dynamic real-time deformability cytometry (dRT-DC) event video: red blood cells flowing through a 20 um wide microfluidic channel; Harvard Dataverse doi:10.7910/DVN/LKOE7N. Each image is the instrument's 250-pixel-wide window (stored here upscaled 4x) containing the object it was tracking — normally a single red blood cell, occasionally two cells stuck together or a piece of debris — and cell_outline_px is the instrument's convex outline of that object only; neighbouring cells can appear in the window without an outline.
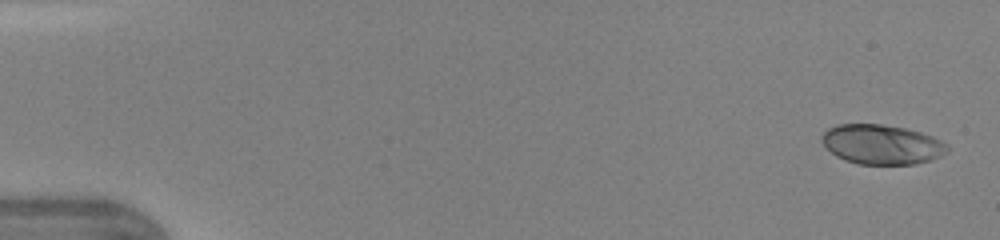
{"species": "human", "species_latin": "Homo sapiens", "temperature_condition": "warm", "stored_images_in_passage": 47, "camera_frame_rate_fps": 3000, "um_per_image_px": 0.085, "donor": {"sex": "female"}, "frame": {"image": 1, "passage_image": 2, "time_ms": 0.333, "image_size_px": [1000, 240], "cell_outline_px": [[948, 152], [940, 156], [916, 164], [856, 164], [844, 160], [836, 156], [820, 140], [820, 136], [828, 128], [836, 124], [880, 124], [904, 128], [920, 132], [932, 136], [948, 144]], "centroid_in_image_um": [74.93, 12.27], "position_along_channel_um": 10.1, "area_um2": 29.02}}
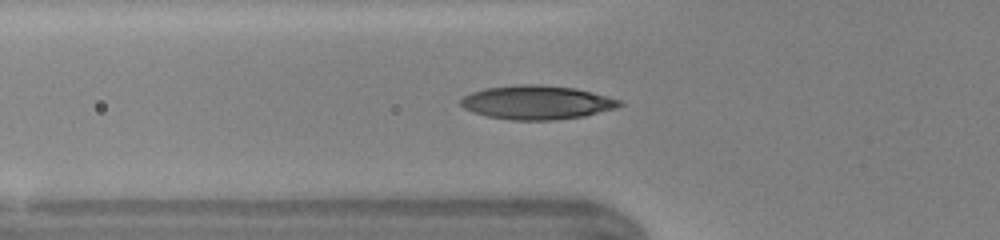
{"frame": {"image": 2, "passage_image": 17, "time_ms": 5.333, "image_size_px": [1000, 240], "cell_outline_px": [[624, 104], [616, 108], [584, 116], [552, 120], [512, 120], [488, 116], [464, 108], [460, 104], [460, 100], [464, 96], [472, 92], [484, 88], [516, 84], [540, 84], [576, 88], [624, 100]], "centroid_in_image_um": [45.68, 8.69], "position_along_channel_um": 80.1, "area_um2": 31.44}}
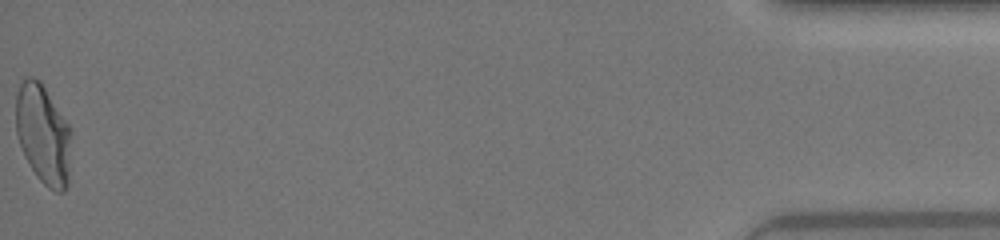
{"frame": {"image": 3, "passage_image": 47, "time_ms": 15.333, "image_size_px": [1000, 240], "cell_outline_px": [[72, 132], [68, 184], [64, 192], [56, 192], [48, 188], [36, 176], [24, 156], [16, 132], [16, 96], [20, 84], [24, 76], [32, 76], [40, 80], [72, 128]], "centroid_in_image_um": [3.69, 11.41], "position_along_channel_um": 431.5, "area_um2": 32.71}, "authors_computed_cell_mechanics": {"area_um2": 29.3046, "velocity_mm_per_s": 4.3793, "shape_relaxation_time_tau1_ms": 4.1935, "shape_relaxation_time_tau2_ms": null, "deformation_change_tau1": 0.2006, "deformation_change_tau2": null}}